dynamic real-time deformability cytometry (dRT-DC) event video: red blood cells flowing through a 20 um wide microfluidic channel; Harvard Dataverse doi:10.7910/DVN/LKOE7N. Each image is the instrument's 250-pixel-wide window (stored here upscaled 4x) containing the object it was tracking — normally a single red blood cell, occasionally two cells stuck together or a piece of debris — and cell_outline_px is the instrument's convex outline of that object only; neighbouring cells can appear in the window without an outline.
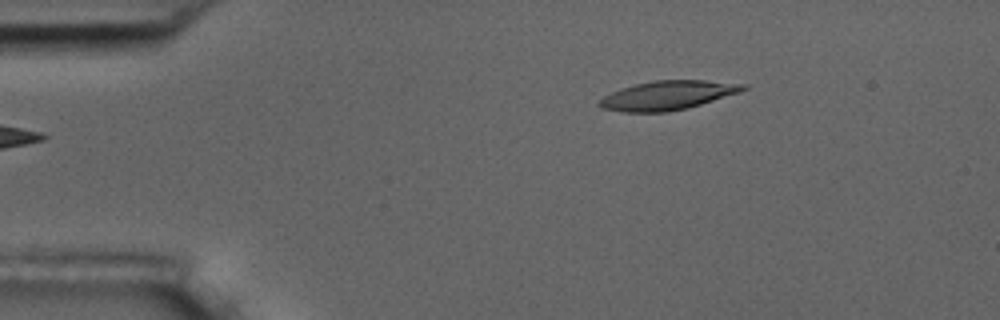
{"species": "common noctule bat (a hibernating species)", "species_latin": "Nyctalus noctula", "temperature_condition": "room temperature", "stored_images_in_passage": 3, "camera_frame_rate_fps": 3000, "um_per_image_px": 0.085, "animal": {"sex": "male", "body_mass_g": 17.5, "forearm_length_mm": 52.3}, "frame": {"image": 1, "passage_image": 1, "time_ms": 0.0, "image_size_px": [1000, 320], "cell_outline_px": [[748, 88], [740, 92], [688, 108], [668, 112], [620, 112], [600, 108], [596, 104], [604, 96], [620, 88], [636, 84], [656, 80], [704, 80], [748, 84]], "centroid_in_image_um": [56.74, 8.11], "position_along_channel_um": 28.3, "area_um2": 24.45}}
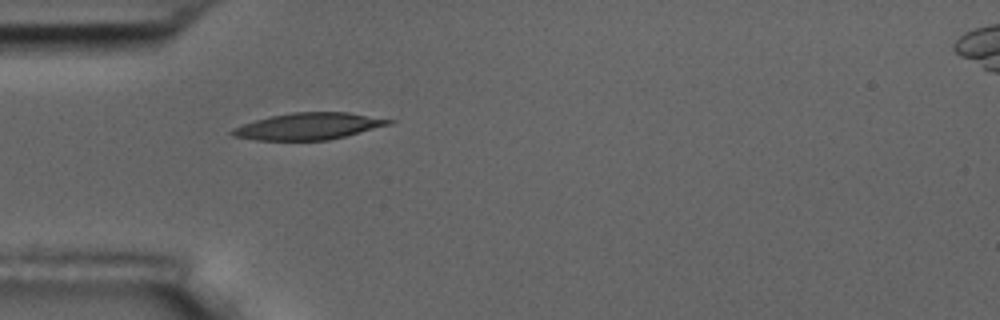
{"frame": {"image": 2, "passage_image": 3, "time_ms": 2.333, "image_size_px": [1000, 320], "cell_outline_px": [[396, 120], [388, 124], [344, 136], [328, 140], [256, 140], [232, 136], [228, 132], [232, 128], [256, 120], [272, 116], [292, 112], [348, 112]], "centroid_in_image_um": [26.17, 10.73], "position_along_channel_um": 58.8, "area_um2": 24.04}}